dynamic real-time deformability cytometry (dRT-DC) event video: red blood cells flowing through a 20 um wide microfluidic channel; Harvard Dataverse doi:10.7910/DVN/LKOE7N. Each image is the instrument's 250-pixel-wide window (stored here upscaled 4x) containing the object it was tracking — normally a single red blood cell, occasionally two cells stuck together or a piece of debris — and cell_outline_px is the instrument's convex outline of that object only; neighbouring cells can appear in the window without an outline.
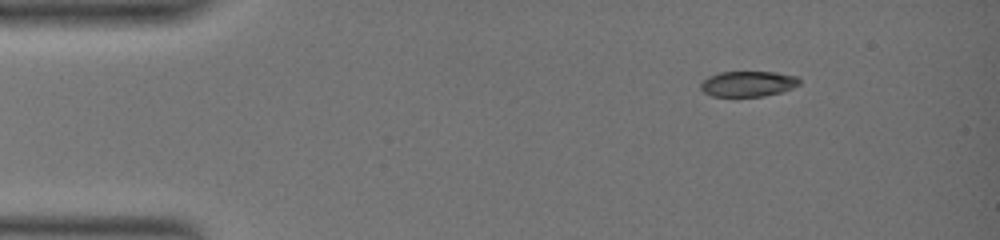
{"species": "common noctule bat (a hibernating species)", "species_latin": "Nyctalus noctula", "temperature_condition": "warm", "stored_images_in_passage": 3, "camera_frame_rate_fps": 3000, "um_per_image_px": 0.085, "animal": {"sex": "female", "body_mass_g": 19.0, "forearm_length_mm": 51.5}, "frame": {"image": 1, "passage_image": 1, "time_ms": 0.0, "image_size_px": [1000, 240], "cell_outline_px": [[800, 84], [792, 88], [780, 92], [764, 96], [712, 96], [704, 92], [700, 88], [700, 84], [708, 76], [720, 72], [776, 72], [796, 76], [800, 80]], "centroid_in_image_um": [63.58, 7.12], "position_along_channel_um": 21.4, "area_um2": 14.62}}